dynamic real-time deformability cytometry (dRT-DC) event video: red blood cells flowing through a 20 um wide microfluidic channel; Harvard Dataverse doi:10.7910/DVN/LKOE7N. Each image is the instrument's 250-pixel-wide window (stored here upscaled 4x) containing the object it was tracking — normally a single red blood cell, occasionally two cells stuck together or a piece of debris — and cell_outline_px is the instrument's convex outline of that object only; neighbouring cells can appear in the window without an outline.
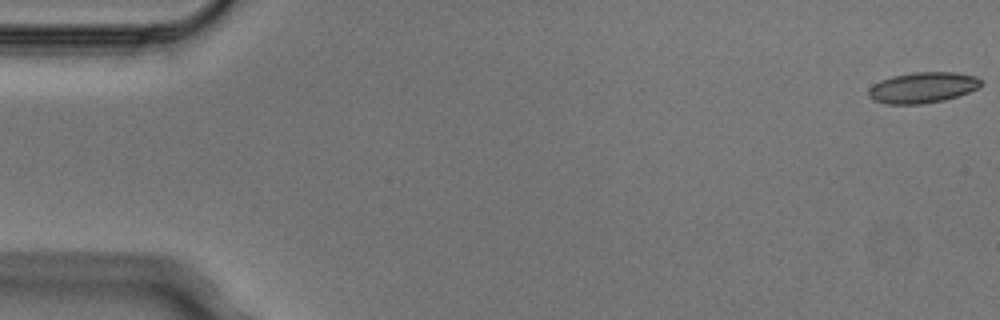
{"species": "Egyptian fruit bat (a non-hibernating species)", "species_latin": "Rousettus aegyptiacus", "temperature_condition": "cold", "stored_images_in_passage": 4, "camera_frame_rate_fps": 3000, "um_per_image_px": 0.085, "animal": {"sex": "male"}, "frame": {"image": 1, "passage_image": 1, "time_ms": 0.0, "image_size_px": [1000, 320], "cell_outline_px": [[980, 88], [944, 100], [920, 104], [888, 104], [872, 100], [868, 96], [868, 88], [872, 84], [880, 80], [892, 76], [912, 72], [956, 72], [976, 76], [980, 80]], "centroid_in_image_um": [78.38, 7.44], "position_along_channel_um": 6.6, "area_um2": 20.29}}
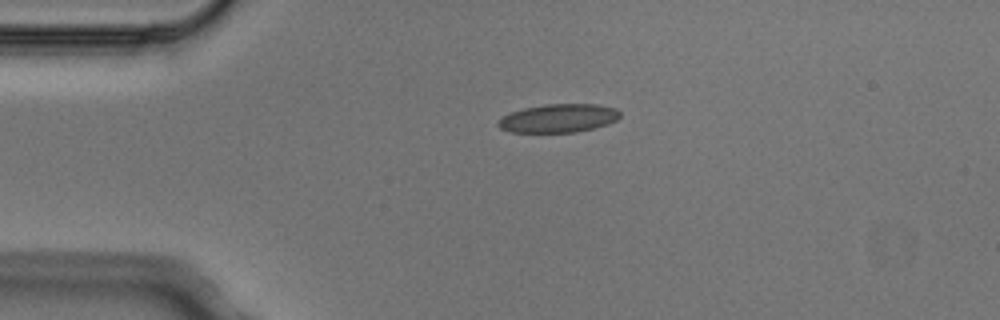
{"frame": {"image": 2, "passage_image": 4, "time_ms": 1.0, "image_size_px": [1000, 320], "cell_outline_px": [[620, 116], [616, 120], [608, 124], [596, 128], [576, 132], [508, 132], [500, 128], [496, 124], [504, 116], [512, 112], [524, 108], [548, 104], [596, 104], [616, 108], [620, 112]], "centroid_in_image_um": [47.5, 10.05], "position_along_channel_um": 37.5, "area_um2": 20.17}}